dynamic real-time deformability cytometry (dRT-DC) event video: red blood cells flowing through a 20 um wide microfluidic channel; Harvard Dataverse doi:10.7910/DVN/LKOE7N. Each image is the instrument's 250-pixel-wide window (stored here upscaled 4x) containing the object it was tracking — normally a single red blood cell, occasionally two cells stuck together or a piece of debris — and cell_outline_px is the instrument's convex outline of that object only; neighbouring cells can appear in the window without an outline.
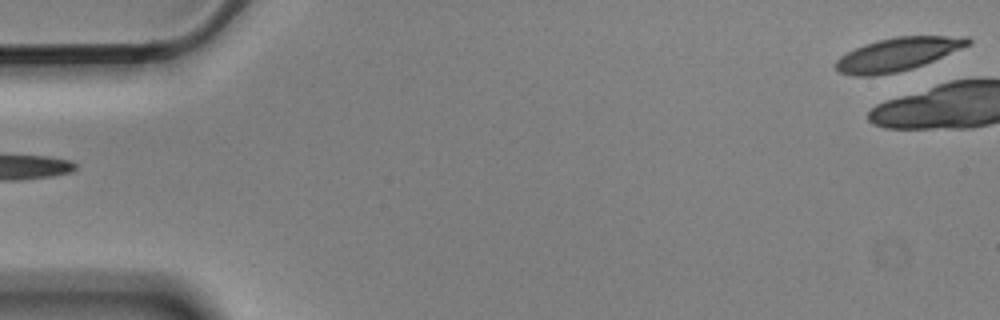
{"species": "Egyptian fruit bat (a non-hibernating species)", "species_latin": "Rousettus aegyptiacus", "temperature_condition": "cold", "stored_images_in_passage": 3, "segment_of_instrument_passage": [2, 2], "camera_frame_rate_fps": 3000, "um_per_image_px": 0.085, "animal": {"sex": "male"}, "frame": {"image": 1, "passage_image": 3, "time_ms": 0.667, "image_size_px": [1000, 320], "cell_outline_px": [[972, 44], [924, 64], [912, 68], [896, 72], [872, 76], [856, 76], [840, 72], [836, 68], [836, 60], [840, 56], [864, 44], [876, 40], [896, 36], [968, 36], [972, 40]], "centroid_in_image_um": [76.33, 4.59], "position_along_channel_um": 8.7, "area_um2": 25.43}}